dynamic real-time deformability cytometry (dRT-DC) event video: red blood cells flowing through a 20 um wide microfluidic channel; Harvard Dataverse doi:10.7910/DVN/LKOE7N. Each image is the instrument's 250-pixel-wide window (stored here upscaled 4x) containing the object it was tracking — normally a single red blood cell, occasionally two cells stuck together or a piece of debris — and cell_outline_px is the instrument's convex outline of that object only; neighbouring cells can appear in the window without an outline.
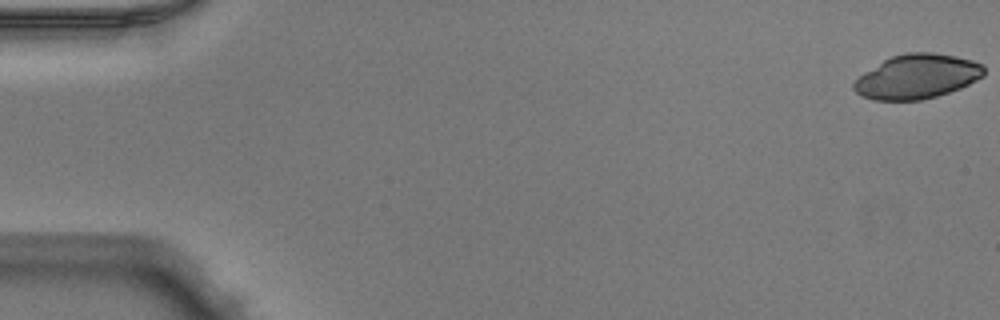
{"species": "Egyptian fruit bat (a non-hibernating species)", "species_latin": "Rousettus aegyptiacus", "temperature_condition": "warm", "stored_images_in_passage": 50, "camera_frame_rate_fps": 3000, "um_per_image_px": 0.085, "animal": {"sex": "male"}, "frame": {"image": 1, "passage_image": 1, "time_ms": 0.0, "image_size_px": [1000, 320], "cell_outline_px": [[984, 76], [960, 88], [936, 96], [920, 100], [872, 100], [856, 92], [852, 88], [852, 84], [864, 72], [884, 60], [892, 56], [908, 52], [932, 52], [956, 56], [972, 60], [984, 64]], "centroid_in_image_um": [77.96, 6.5], "position_along_channel_um": 7.0, "area_um2": 33.52}}